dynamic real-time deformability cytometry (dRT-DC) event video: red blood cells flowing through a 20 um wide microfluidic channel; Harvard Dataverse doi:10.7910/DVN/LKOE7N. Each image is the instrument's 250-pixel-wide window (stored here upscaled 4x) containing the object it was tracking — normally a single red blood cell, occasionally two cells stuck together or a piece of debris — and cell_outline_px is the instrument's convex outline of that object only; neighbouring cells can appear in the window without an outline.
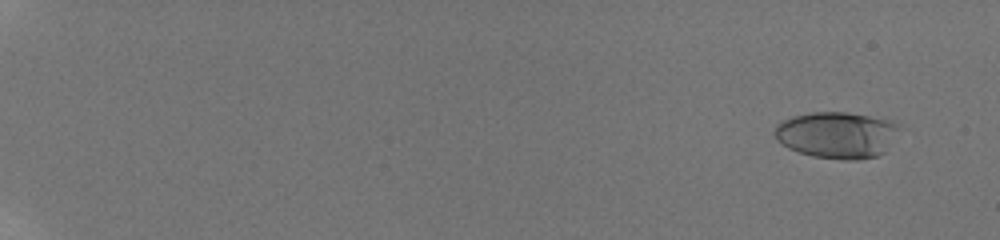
{"species": "human", "species_latin": "Homo sapiens", "temperature_condition": "room temperature", "stored_images_in_passage": 23, "camera_frame_rate_fps": 3000, "um_per_image_px": 0.085, "donor": {"sex": "male"}, "frame": {"image": 1, "passage_image": 3, "time_ms": 0.667, "image_size_px": [1000, 240], "cell_outline_px": [[896, 128], [884, 152], [876, 156], [856, 160], [844, 160], [812, 156], [788, 148], [776, 140], [772, 132], [776, 124], [792, 116], [812, 112], [848, 112], [888, 120], [896, 124]], "centroid_in_image_um": [71.02, 11.47], "position_along_channel_um": 14.0, "area_um2": 33.29}}
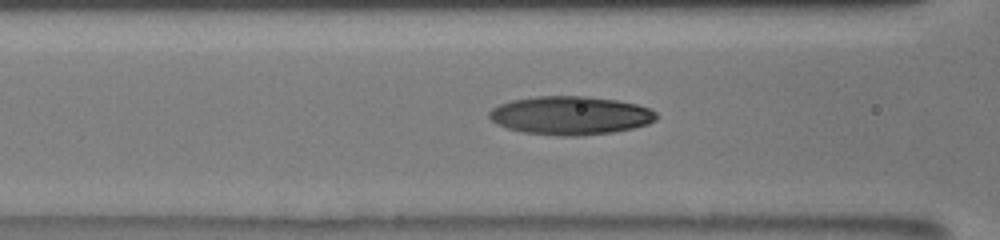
{"frame": {"image": 2, "passage_image": 13, "time_ms": 4.0, "image_size_px": [1000, 240], "cell_outline_px": [[656, 120], [648, 124], [632, 128], [612, 132], [580, 136], [556, 136], [524, 132], [508, 128], [496, 124], [488, 116], [488, 112], [492, 108], [500, 104], [512, 100], [536, 96], [584, 96], [616, 100], [636, 104], [648, 108], [656, 112]], "centroid_in_image_um": [48.46, 9.82], "position_along_channel_um": 118.1, "area_um2": 37.45}}
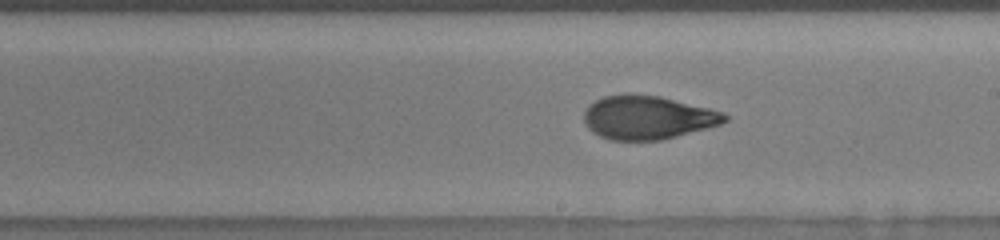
{"frame": {"image": 3, "passage_image": 21, "time_ms": 6.667, "image_size_px": [1000, 240], "cell_outline_px": [[728, 120], [720, 124], [708, 128], [660, 140], [608, 140], [592, 132], [588, 128], [584, 120], [584, 112], [588, 104], [604, 96], [624, 92], [628, 92], [660, 96], [724, 112], [728, 116]], "centroid_in_image_um": [55.01, 9.97], "position_along_channel_um": 234.0, "area_um2": 36.07}}